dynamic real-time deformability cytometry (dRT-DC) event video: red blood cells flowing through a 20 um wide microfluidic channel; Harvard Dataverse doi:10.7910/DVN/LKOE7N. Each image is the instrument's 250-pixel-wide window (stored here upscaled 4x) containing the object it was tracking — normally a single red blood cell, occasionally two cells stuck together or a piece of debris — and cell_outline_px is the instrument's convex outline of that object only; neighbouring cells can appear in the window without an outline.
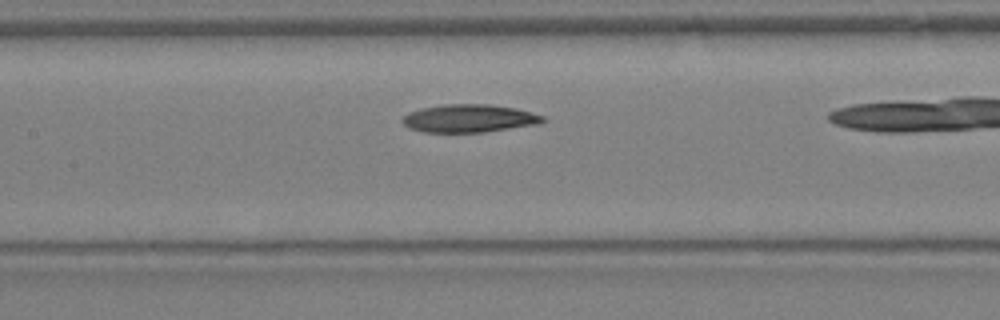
{"species": "Egyptian fruit bat (a non-hibernating species)", "species_latin": "Rousettus aegyptiacus", "temperature_condition": "warm", "stored_images_in_passage": 20, "camera_frame_rate_fps": 3000, "um_per_image_px": 0.085, "animal": {"sex": "female"}, "frame": {"image": 1, "passage_image": 9, "time_ms": 2.667, "image_size_px": [1000, 320], "cell_outline_px": [[544, 120], [540, 124], [484, 132], [424, 132], [408, 128], [400, 120], [408, 112], [424, 108], [444, 104], [488, 104], [516, 108], [532, 112], [544, 116]], "centroid_in_image_um": [39.88, 10.06], "position_along_channel_um": 167.5, "area_um2": 22.89}}
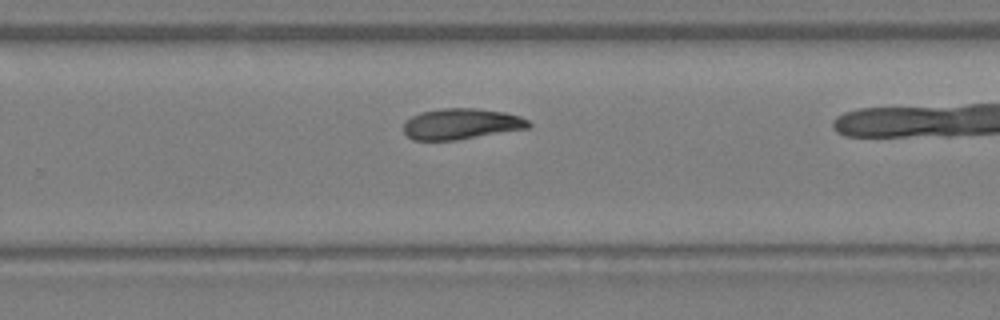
{"frame": {"image": 2, "passage_image": 15, "time_ms": 4.667, "image_size_px": [1000, 320], "cell_outline_px": [[532, 124], [528, 128], [456, 140], [412, 140], [404, 132], [404, 124], [412, 116], [420, 112], [440, 108], [476, 108], [504, 112], [520, 116], [528, 120]], "centroid_in_image_um": [39.21, 10.53], "position_along_channel_um": 290.6, "area_um2": 22.43}}
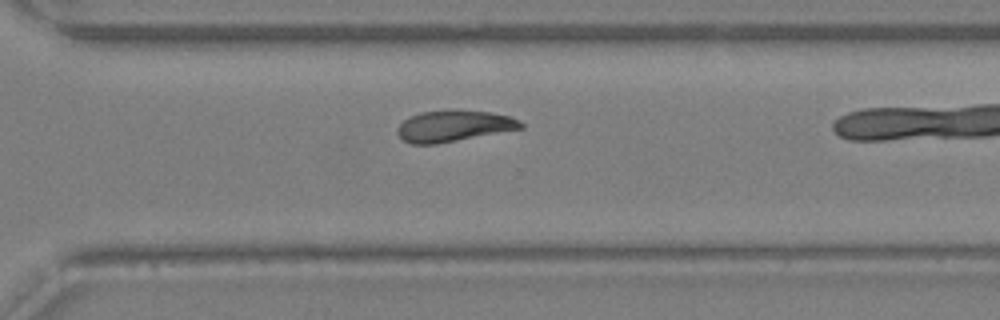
{"frame": {"image": 3, "passage_image": 17, "time_ms": 5.333, "image_size_px": [1000, 320], "cell_outline_px": [[524, 128], [436, 144], [412, 144], [404, 140], [396, 132], [396, 128], [404, 120], [420, 112], [488, 112], [508, 116], [520, 120], [524, 124]], "centroid_in_image_um": [38.57, 10.75], "position_along_channel_um": 332.0, "area_um2": 21.68}}